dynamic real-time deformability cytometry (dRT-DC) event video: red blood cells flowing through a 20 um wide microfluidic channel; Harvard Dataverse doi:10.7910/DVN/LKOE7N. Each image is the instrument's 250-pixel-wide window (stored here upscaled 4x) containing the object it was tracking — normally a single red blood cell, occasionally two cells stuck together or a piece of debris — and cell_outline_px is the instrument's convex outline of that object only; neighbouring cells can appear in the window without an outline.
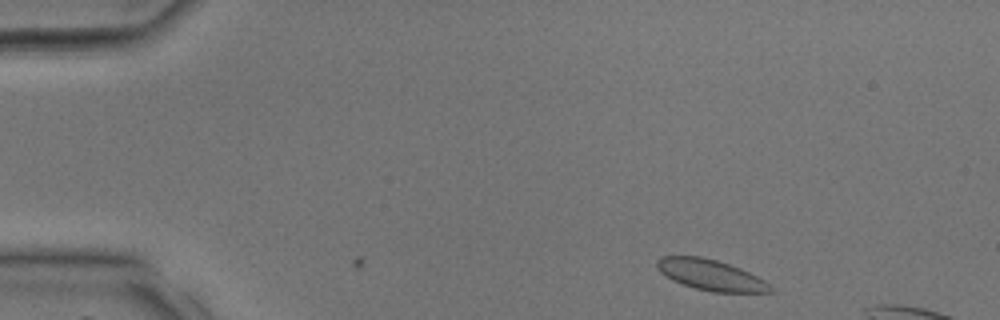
{"species": "common noctule bat (a hibernating species)", "species_latin": "Nyctalus noctula", "temperature_condition": "room temperature", "stored_images_in_passage": 2, "camera_frame_rate_fps": 3000, "um_per_image_px": 0.085, "animal": {"sex": "male", "body_mass_g": 17.9, "forearm_length_mm": 54.2}, "frame": {"image": 1, "passage_image": 2, "time_ms": 0.333, "image_size_px": [1000, 320], "cell_outline_px": [[772, 292], [712, 292], [696, 288], [672, 280], [660, 272], [656, 268], [656, 260], [660, 256], [700, 256], [716, 260], [740, 268], [764, 280], [772, 288]], "centroid_in_image_um": [60.36, 23.36], "position_along_channel_um": 24.6, "area_um2": 20.11}}